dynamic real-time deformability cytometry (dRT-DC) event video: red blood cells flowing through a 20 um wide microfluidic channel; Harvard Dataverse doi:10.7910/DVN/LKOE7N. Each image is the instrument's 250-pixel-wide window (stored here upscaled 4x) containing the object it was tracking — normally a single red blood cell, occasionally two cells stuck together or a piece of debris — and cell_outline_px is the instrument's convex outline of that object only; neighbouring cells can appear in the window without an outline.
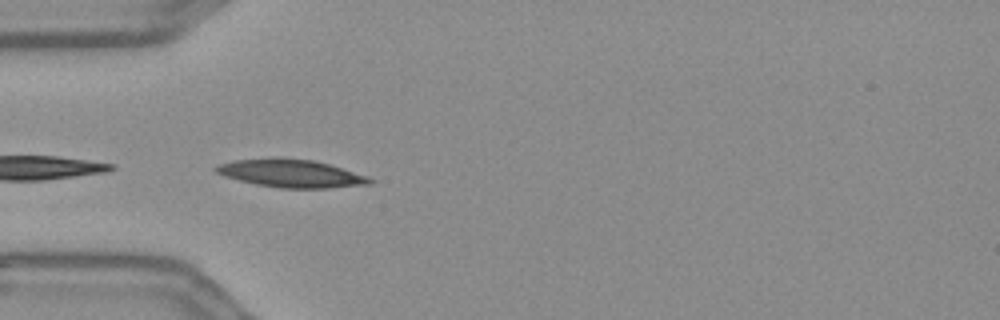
{"species": "Egyptian fruit bat (a non-hibernating species)", "species_latin": "Rousettus aegyptiacus", "temperature_condition": "warm", "stored_images_in_passage": 5, "camera_frame_rate_fps": 3000, "um_per_image_px": 0.085, "frame": {"image": 1, "passage_image": 1, "time_ms": 0.0, "image_size_px": [1000, 320], "cell_outline_px": [[376, 180], [372, 184], [328, 188], [280, 188], [256, 184], [224, 176], [216, 172], [212, 168], [220, 164], [232, 160], [276, 156], [280, 156], [316, 160], [368, 176]], "centroid_in_image_um": [24.75, 14.71], "position_along_channel_um": 60.3, "area_um2": 25.55}}